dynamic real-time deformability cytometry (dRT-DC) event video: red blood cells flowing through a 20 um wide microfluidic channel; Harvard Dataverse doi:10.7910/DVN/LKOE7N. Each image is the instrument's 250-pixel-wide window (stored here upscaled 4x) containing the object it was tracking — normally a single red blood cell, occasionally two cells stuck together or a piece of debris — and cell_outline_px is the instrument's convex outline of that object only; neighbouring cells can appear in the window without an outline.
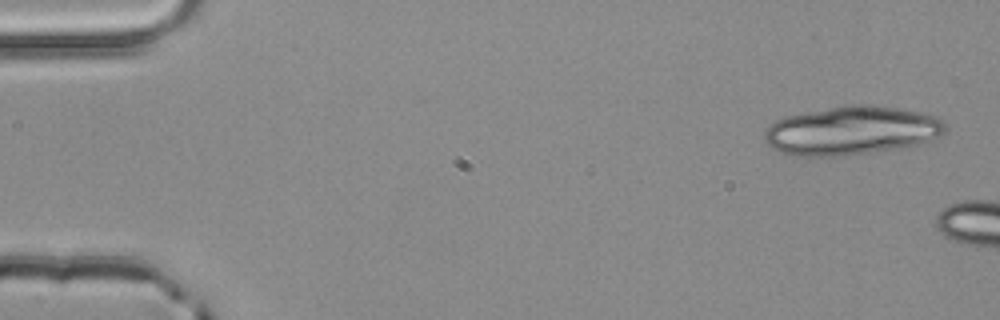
{"species": "common noctule bat (a hibernating species)", "species_latin": "Nyctalus noctula", "temperature_condition": "room temperature", "stored_images_in_passage": 2, "camera_frame_rate_fps": 3000, "um_per_image_px": 0.085, "animal": {"sex": "male", "body_mass_g": 20.4}, "frame": {"image": 1, "passage_image": 1, "time_ms": 0.0, "image_size_px": [1000, 320], "cell_outline_px": [[948, 128], [940, 136], [920, 144], [900, 148], [836, 156], [796, 156], [780, 152], [772, 148], [764, 140], [764, 128], [768, 124], [784, 116], [804, 112], [852, 104], [868, 104], [900, 108], [936, 116]], "centroid_in_image_um": [72.35, 11.09], "position_along_channel_um": 12.7, "area_um2": 51.44}}